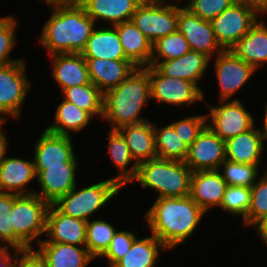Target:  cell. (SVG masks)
I'll list each match as a JSON object with an SVG mask.
<instances>
[{
	"instance_id": "obj_18",
	"label": "cell",
	"mask_w": 267,
	"mask_h": 267,
	"mask_svg": "<svg viewBox=\"0 0 267 267\" xmlns=\"http://www.w3.org/2000/svg\"><path fill=\"white\" fill-rule=\"evenodd\" d=\"M210 58L205 54L190 50L185 55L171 60H151L150 66H155L164 76L188 80L198 86L209 65Z\"/></svg>"
},
{
	"instance_id": "obj_52",
	"label": "cell",
	"mask_w": 267,
	"mask_h": 267,
	"mask_svg": "<svg viewBox=\"0 0 267 267\" xmlns=\"http://www.w3.org/2000/svg\"><path fill=\"white\" fill-rule=\"evenodd\" d=\"M1 114H4V113H2V112H0V134H4L1 130V125H3L6 121L5 120H7V119H5V118H3V116L1 115ZM2 116V117H1Z\"/></svg>"
},
{
	"instance_id": "obj_48",
	"label": "cell",
	"mask_w": 267,
	"mask_h": 267,
	"mask_svg": "<svg viewBox=\"0 0 267 267\" xmlns=\"http://www.w3.org/2000/svg\"><path fill=\"white\" fill-rule=\"evenodd\" d=\"M258 9L262 14L267 12V0H243Z\"/></svg>"
},
{
	"instance_id": "obj_8",
	"label": "cell",
	"mask_w": 267,
	"mask_h": 267,
	"mask_svg": "<svg viewBox=\"0 0 267 267\" xmlns=\"http://www.w3.org/2000/svg\"><path fill=\"white\" fill-rule=\"evenodd\" d=\"M166 0H143L132 15V22L152 42L177 31L178 6Z\"/></svg>"
},
{
	"instance_id": "obj_7",
	"label": "cell",
	"mask_w": 267,
	"mask_h": 267,
	"mask_svg": "<svg viewBox=\"0 0 267 267\" xmlns=\"http://www.w3.org/2000/svg\"><path fill=\"white\" fill-rule=\"evenodd\" d=\"M259 13L262 14L245 1L237 0L212 19L210 22L222 50H232L256 24Z\"/></svg>"
},
{
	"instance_id": "obj_15",
	"label": "cell",
	"mask_w": 267,
	"mask_h": 267,
	"mask_svg": "<svg viewBox=\"0 0 267 267\" xmlns=\"http://www.w3.org/2000/svg\"><path fill=\"white\" fill-rule=\"evenodd\" d=\"M215 61V72L220 88V100H230L256 69L239 58L231 50H223L217 54Z\"/></svg>"
},
{
	"instance_id": "obj_40",
	"label": "cell",
	"mask_w": 267,
	"mask_h": 267,
	"mask_svg": "<svg viewBox=\"0 0 267 267\" xmlns=\"http://www.w3.org/2000/svg\"><path fill=\"white\" fill-rule=\"evenodd\" d=\"M15 201V194L0 192V243H8L10 247L19 250L28 248L13 232L9 214Z\"/></svg>"
},
{
	"instance_id": "obj_1",
	"label": "cell",
	"mask_w": 267,
	"mask_h": 267,
	"mask_svg": "<svg viewBox=\"0 0 267 267\" xmlns=\"http://www.w3.org/2000/svg\"><path fill=\"white\" fill-rule=\"evenodd\" d=\"M206 214L190 197H157L145 214L151 233L169 250L192 236Z\"/></svg>"
},
{
	"instance_id": "obj_5",
	"label": "cell",
	"mask_w": 267,
	"mask_h": 267,
	"mask_svg": "<svg viewBox=\"0 0 267 267\" xmlns=\"http://www.w3.org/2000/svg\"><path fill=\"white\" fill-rule=\"evenodd\" d=\"M122 187L113 178L76 190V186L53 205L63 214L89 221Z\"/></svg>"
},
{
	"instance_id": "obj_31",
	"label": "cell",
	"mask_w": 267,
	"mask_h": 267,
	"mask_svg": "<svg viewBox=\"0 0 267 267\" xmlns=\"http://www.w3.org/2000/svg\"><path fill=\"white\" fill-rule=\"evenodd\" d=\"M91 118L88 112L63 98L55 112V123L45 129L57 135L70 136L72 131L78 132L87 126Z\"/></svg>"
},
{
	"instance_id": "obj_47",
	"label": "cell",
	"mask_w": 267,
	"mask_h": 267,
	"mask_svg": "<svg viewBox=\"0 0 267 267\" xmlns=\"http://www.w3.org/2000/svg\"><path fill=\"white\" fill-rule=\"evenodd\" d=\"M52 9L82 6L84 0H43Z\"/></svg>"
},
{
	"instance_id": "obj_4",
	"label": "cell",
	"mask_w": 267,
	"mask_h": 267,
	"mask_svg": "<svg viewBox=\"0 0 267 267\" xmlns=\"http://www.w3.org/2000/svg\"><path fill=\"white\" fill-rule=\"evenodd\" d=\"M193 171L184 161L155 158L138 164L136 177L142 188L159 191L161 197L190 196Z\"/></svg>"
},
{
	"instance_id": "obj_36",
	"label": "cell",
	"mask_w": 267,
	"mask_h": 267,
	"mask_svg": "<svg viewBox=\"0 0 267 267\" xmlns=\"http://www.w3.org/2000/svg\"><path fill=\"white\" fill-rule=\"evenodd\" d=\"M190 46L178 30L157 39L152 44L151 60H171L179 58L190 51ZM157 54V55H156Z\"/></svg>"
},
{
	"instance_id": "obj_50",
	"label": "cell",
	"mask_w": 267,
	"mask_h": 267,
	"mask_svg": "<svg viewBox=\"0 0 267 267\" xmlns=\"http://www.w3.org/2000/svg\"><path fill=\"white\" fill-rule=\"evenodd\" d=\"M7 137L4 134H0V163L5 159L7 154Z\"/></svg>"
},
{
	"instance_id": "obj_3",
	"label": "cell",
	"mask_w": 267,
	"mask_h": 267,
	"mask_svg": "<svg viewBox=\"0 0 267 267\" xmlns=\"http://www.w3.org/2000/svg\"><path fill=\"white\" fill-rule=\"evenodd\" d=\"M95 24L83 6L52 9L39 41L49 55L81 53Z\"/></svg>"
},
{
	"instance_id": "obj_10",
	"label": "cell",
	"mask_w": 267,
	"mask_h": 267,
	"mask_svg": "<svg viewBox=\"0 0 267 267\" xmlns=\"http://www.w3.org/2000/svg\"><path fill=\"white\" fill-rule=\"evenodd\" d=\"M149 75L153 100L181 107L205 101L203 91L188 80L164 76L155 66H149Z\"/></svg>"
},
{
	"instance_id": "obj_26",
	"label": "cell",
	"mask_w": 267,
	"mask_h": 267,
	"mask_svg": "<svg viewBox=\"0 0 267 267\" xmlns=\"http://www.w3.org/2000/svg\"><path fill=\"white\" fill-rule=\"evenodd\" d=\"M39 252L48 267H86L94 258L86 246H74L57 242H39Z\"/></svg>"
},
{
	"instance_id": "obj_9",
	"label": "cell",
	"mask_w": 267,
	"mask_h": 267,
	"mask_svg": "<svg viewBox=\"0 0 267 267\" xmlns=\"http://www.w3.org/2000/svg\"><path fill=\"white\" fill-rule=\"evenodd\" d=\"M210 114L206 115L207 126L223 141L233 138L240 133L250 130L254 126L253 116L244 108L239 99L231 101L220 100V106H209ZM224 102V103H223Z\"/></svg>"
},
{
	"instance_id": "obj_20",
	"label": "cell",
	"mask_w": 267,
	"mask_h": 267,
	"mask_svg": "<svg viewBox=\"0 0 267 267\" xmlns=\"http://www.w3.org/2000/svg\"><path fill=\"white\" fill-rule=\"evenodd\" d=\"M50 57L53 59L52 76L60 85L61 92L91 82L87 62L81 53H58Z\"/></svg>"
},
{
	"instance_id": "obj_37",
	"label": "cell",
	"mask_w": 267,
	"mask_h": 267,
	"mask_svg": "<svg viewBox=\"0 0 267 267\" xmlns=\"http://www.w3.org/2000/svg\"><path fill=\"white\" fill-rule=\"evenodd\" d=\"M251 205V188L247 186H227L220 207L231 215L242 216L246 225V215Z\"/></svg>"
},
{
	"instance_id": "obj_32",
	"label": "cell",
	"mask_w": 267,
	"mask_h": 267,
	"mask_svg": "<svg viewBox=\"0 0 267 267\" xmlns=\"http://www.w3.org/2000/svg\"><path fill=\"white\" fill-rule=\"evenodd\" d=\"M108 138L109 155L111 156L114 165L120 169L119 175L113 179L123 187L127 183L133 181L136 177L138 164L134 163L129 169L126 168L134 159L130 154L125 139L118 130L111 129Z\"/></svg>"
},
{
	"instance_id": "obj_14",
	"label": "cell",
	"mask_w": 267,
	"mask_h": 267,
	"mask_svg": "<svg viewBox=\"0 0 267 267\" xmlns=\"http://www.w3.org/2000/svg\"><path fill=\"white\" fill-rule=\"evenodd\" d=\"M225 160V141L206 126L190 145L184 162L193 172H197L219 170Z\"/></svg>"
},
{
	"instance_id": "obj_41",
	"label": "cell",
	"mask_w": 267,
	"mask_h": 267,
	"mask_svg": "<svg viewBox=\"0 0 267 267\" xmlns=\"http://www.w3.org/2000/svg\"><path fill=\"white\" fill-rule=\"evenodd\" d=\"M17 21L12 16L0 19V67L23 59L9 58L11 50L16 45L15 29Z\"/></svg>"
},
{
	"instance_id": "obj_21",
	"label": "cell",
	"mask_w": 267,
	"mask_h": 267,
	"mask_svg": "<svg viewBox=\"0 0 267 267\" xmlns=\"http://www.w3.org/2000/svg\"><path fill=\"white\" fill-rule=\"evenodd\" d=\"M226 159L250 165H260L264 153V142L259 128L250 130L225 141Z\"/></svg>"
},
{
	"instance_id": "obj_43",
	"label": "cell",
	"mask_w": 267,
	"mask_h": 267,
	"mask_svg": "<svg viewBox=\"0 0 267 267\" xmlns=\"http://www.w3.org/2000/svg\"><path fill=\"white\" fill-rule=\"evenodd\" d=\"M206 115H196L171 123L181 140L189 146L207 126Z\"/></svg>"
},
{
	"instance_id": "obj_17",
	"label": "cell",
	"mask_w": 267,
	"mask_h": 267,
	"mask_svg": "<svg viewBox=\"0 0 267 267\" xmlns=\"http://www.w3.org/2000/svg\"><path fill=\"white\" fill-rule=\"evenodd\" d=\"M227 186L220 169L193 172L190 197L206 213L212 206L220 207Z\"/></svg>"
},
{
	"instance_id": "obj_35",
	"label": "cell",
	"mask_w": 267,
	"mask_h": 267,
	"mask_svg": "<svg viewBox=\"0 0 267 267\" xmlns=\"http://www.w3.org/2000/svg\"><path fill=\"white\" fill-rule=\"evenodd\" d=\"M116 231L104 220L87 221L85 246L93 258H99L105 253Z\"/></svg>"
},
{
	"instance_id": "obj_19",
	"label": "cell",
	"mask_w": 267,
	"mask_h": 267,
	"mask_svg": "<svg viewBox=\"0 0 267 267\" xmlns=\"http://www.w3.org/2000/svg\"><path fill=\"white\" fill-rule=\"evenodd\" d=\"M90 81L104 94L117 87L136 68L130 60L85 58Z\"/></svg>"
},
{
	"instance_id": "obj_45",
	"label": "cell",
	"mask_w": 267,
	"mask_h": 267,
	"mask_svg": "<svg viewBox=\"0 0 267 267\" xmlns=\"http://www.w3.org/2000/svg\"><path fill=\"white\" fill-rule=\"evenodd\" d=\"M14 267H48V262L38 250L31 247L18 252Z\"/></svg>"
},
{
	"instance_id": "obj_39",
	"label": "cell",
	"mask_w": 267,
	"mask_h": 267,
	"mask_svg": "<svg viewBox=\"0 0 267 267\" xmlns=\"http://www.w3.org/2000/svg\"><path fill=\"white\" fill-rule=\"evenodd\" d=\"M264 177L251 188V205L246 215V226H256L267 217V169Z\"/></svg>"
},
{
	"instance_id": "obj_25",
	"label": "cell",
	"mask_w": 267,
	"mask_h": 267,
	"mask_svg": "<svg viewBox=\"0 0 267 267\" xmlns=\"http://www.w3.org/2000/svg\"><path fill=\"white\" fill-rule=\"evenodd\" d=\"M129 148L134 162L139 164L157 158L153 123L127 125L118 129Z\"/></svg>"
},
{
	"instance_id": "obj_51",
	"label": "cell",
	"mask_w": 267,
	"mask_h": 267,
	"mask_svg": "<svg viewBox=\"0 0 267 267\" xmlns=\"http://www.w3.org/2000/svg\"><path fill=\"white\" fill-rule=\"evenodd\" d=\"M260 134L262 136L263 142H265L264 140L267 139V103L265 105V115H264V124H263V128H260ZM263 130V131H262Z\"/></svg>"
},
{
	"instance_id": "obj_16",
	"label": "cell",
	"mask_w": 267,
	"mask_h": 267,
	"mask_svg": "<svg viewBox=\"0 0 267 267\" xmlns=\"http://www.w3.org/2000/svg\"><path fill=\"white\" fill-rule=\"evenodd\" d=\"M87 221L61 213L53 204L47 212L46 234L49 240L39 242H57L74 246H85Z\"/></svg>"
},
{
	"instance_id": "obj_49",
	"label": "cell",
	"mask_w": 267,
	"mask_h": 267,
	"mask_svg": "<svg viewBox=\"0 0 267 267\" xmlns=\"http://www.w3.org/2000/svg\"><path fill=\"white\" fill-rule=\"evenodd\" d=\"M255 228L259 231L258 233L267 245V217L258 223Z\"/></svg>"
},
{
	"instance_id": "obj_46",
	"label": "cell",
	"mask_w": 267,
	"mask_h": 267,
	"mask_svg": "<svg viewBox=\"0 0 267 267\" xmlns=\"http://www.w3.org/2000/svg\"><path fill=\"white\" fill-rule=\"evenodd\" d=\"M10 248L14 249V255H12L13 257L10 256ZM19 251V249L10 247L8 245L0 246V267H14V260L16 259L15 257H17Z\"/></svg>"
},
{
	"instance_id": "obj_44",
	"label": "cell",
	"mask_w": 267,
	"mask_h": 267,
	"mask_svg": "<svg viewBox=\"0 0 267 267\" xmlns=\"http://www.w3.org/2000/svg\"><path fill=\"white\" fill-rule=\"evenodd\" d=\"M136 237L135 233L116 231L108 249L101 257L107 258L110 267H112L118 260L127 254Z\"/></svg>"
},
{
	"instance_id": "obj_12",
	"label": "cell",
	"mask_w": 267,
	"mask_h": 267,
	"mask_svg": "<svg viewBox=\"0 0 267 267\" xmlns=\"http://www.w3.org/2000/svg\"><path fill=\"white\" fill-rule=\"evenodd\" d=\"M177 30L187 40L191 50L205 54L210 59L215 52L219 54L223 51L211 22L201 19L185 6H178Z\"/></svg>"
},
{
	"instance_id": "obj_29",
	"label": "cell",
	"mask_w": 267,
	"mask_h": 267,
	"mask_svg": "<svg viewBox=\"0 0 267 267\" xmlns=\"http://www.w3.org/2000/svg\"><path fill=\"white\" fill-rule=\"evenodd\" d=\"M256 70L267 62V26L257 21L231 50Z\"/></svg>"
},
{
	"instance_id": "obj_42",
	"label": "cell",
	"mask_w": 267,
	"mask_h": 267,
	"mask_svg": "<svg viewBox=\"0 0 267 267\" xmlns=\"http://www.w3.org/2000/svg\"><path fill=\"white\" fill-rule=\"evenodd\" d=\"M235 1L237 0H190L185 7L201 19L211 21Z\"/></svg>"
},
{
	"instance_id": "obj_6",
	"label": "cell",
	"mask_w": 267,
	"mask_h": 267,
	"mask_svg": "<svg viewBox=\"0 0 267 267\" xmlns=\"http://www.w3.org/2000/svg\"><path fill=\"white\" fill-rule=\"evenodd\" d=\"M50 204L37 194L17 195L9 214L14 234L28 247L46 233L47 212Z\"/></svg>"
},
{
	"instance_id": "obj_30",
	"label": "cell",
	"mask_w": 267,
	"mask_h": 267,
	"mask_svg": "<svg viewBox=\"0 0 267 267\" xmlns=\"http://www.w3.org/2000/svg\"><path fill=\"white\" fill-rule=\"evenodd\" d=\"M159 249L167 250L155 235L139 240L136 237L127 254L112 267H155Z\"/></svg>"
},
{
	"instance_id": "obj_38",
	"label": "cell",
	"mask_w": 267,
	"mask_h": 267,
	"mask_svg": "<svg viewBox=\"0 0 267 267\" xmlns=\"http://www.w3.org/2000/svg\"><path fill=\"white\" fill-rule=\"evenodd\" d=\"M222 166L224 173L221 176L229 186L251 187L259 178L258 169L260 165L235 163L226 159L220 165V168Z\"/></svg>"
},
{
	"instance_id": "obj_33",
	"label": "cell",
	"mask_w": 267,
	"mask_h": 267,
	"mask_svg": "<svg viewBox=\"0 0 267 267\" xmlns=\"http://www.w3.org/2000/svg\"><path fill=\"white\" fill-rule=\"evenodd\" d=\"M157 158L185 161L189 145L184 143L171 124L157 128L153 123Z\"/></svg>"
},
{
	"instance_id": "obj_22",
	"label": "cell",
	"mask_w": 267,
	"mask_h": 267,
	"mask_svg": "<svg viewBox=\"0 0 267 267\" xmlns=\"http://www.w3.org/2000/svg\"><path fill=\"white\" fill-rule=\"evenodd\" d=\"M76 167L55 166L47 167L43 171H36V177L42 192L38 193L36 191L35 194L50 205L55 203L76 186Z\"/></svg>"
},
{
	"instance_id": "obj_23",
	"label": "cell",
	"mask_w": 267,
	"mask_h": 267,
	"mask_svg": "<svg viewBox=\"0 0 267 267\" xmlns=\"http://www.w3.org/2000/svg\"><path fill=\"white\" fill-rule=\"evenodd\" d=\"M35 177L34 161L6 157L0 163V192L17 195L34 194L35 191H27L25 187Z\"/></svg>"
},
{
	"instance_id": "obj_34",
	"label": "cell",
	"mask_w": 267,
	"mask_h": 267,
	"mask_svg": "<svg viewBox=\"0 0 267 267\" xmlns=\"http://www.w3.org/2000/svg\"><path fill=\"white\" fill-rule=\"evenodd\" d=\"M62 94L65 100L88 112L92 117L103 116V93L92 82L66 88Z\"/></svg>"
},
{
	"instance_id": "obj_11",
	"label": "cell",
	"mask_w": 267,
	"mask_h": 267,
	"mask_svg": "<svg viewBox=\"0 0 267 267\" xmlns=\"http://www.w3.org/2000/svg\"><path fill=\"white\" fill-rule=\"evenodd\" d=\"M25 61L20 60L0 67V112L18 118L28 88L31 86L26 72Z\"/></svg>"
},
{
	"instance_id": "obj_13",
	"label": "cell",
	"mask_w": 267,
	"mask_h": 267,
	"mask_svg": "<svg viewBox=\"0 0 267 267\" xmlns=\"http://www.w3.org/2000/svg\"><path fill=\"white\" fill-rule=\"evenodd\" d=\"M34 150L35 171H43L47 167L78 164L70 136L57 135L45 129L38 138Z\"/></svg>"
},
{
	"instance_id": "obj_27",
	"label": "cell",
	"mask_w": 267,
	"mask_h": 267,
	"mask_svg": "<svg viewBox=\"0 0 267 267\" xmlns=\"http://www.w3.org/2000/svg\"><path fill=\"white\" fill-rule=\"evenodd\" d=\"M143 0H84L85 12L94 20L108 21L111 26L129 21Z\"/></svg>"
},
{
	"instance_id": "obj_2",
	"label": "cell",
	"mask_w": 267,
	"mask_h": 267,
	"mask_svg": "<svg viewBox=\"0 0 267 267\" xmlns=\"http://www.w3.org/2000/svg\"><path fill=\"white\" fill-rule=\"evenodd\" d=\"M151 99L149 66L136 67L117 87L103 94L102 119L111 122L112 130L148 121L141 109Z\"/></svg>"
},
{
	"instance_id": "obj_28",
	"label": "cell",
	"mask_w": 267,
	"mask_h": 267,
	"mask_svg": "<svg viewBox=\"0 0 267 267\" xmlns=\"http://www.w3.org/2000/svg\"><path fill=\"white\" fill-rule=\"evenodd\" d=\"M112 27L94 29L81 55L84 58L129 60L125 56L116 28Z\"/></svg>"
},
{
	"instance_id": "obj_24",
	"label": "cell",
	"mask_w": 267,
	"mask_h": 267,
	"mask_svg": "<svg viewBox=\"0 0 267 267\" xmlns=\"http://www.w3.org/2000/svg\"><path fill=\"white\" fill-rule=\"evenodd\" d=\"M119 35L125 56L136 67L150 66L152 42L136 27L132 20L113 25Z\"/></svg>"
}]
</instances>
